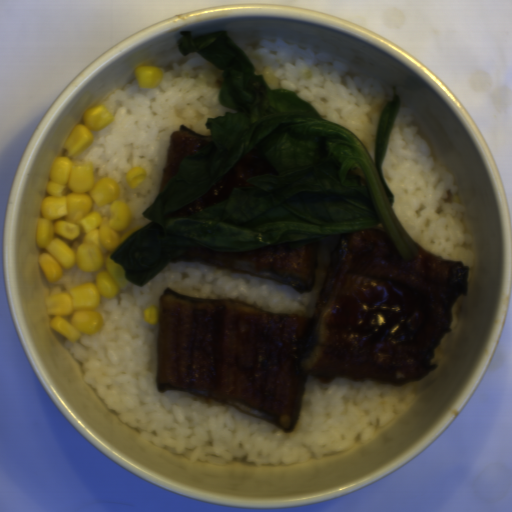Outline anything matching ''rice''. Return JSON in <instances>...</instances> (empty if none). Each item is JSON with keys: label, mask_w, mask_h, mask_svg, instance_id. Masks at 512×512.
<instances>
[{"label": "rice", "mask_w": 512, "mask_h": 512, "mask_svg": "<svg viewBox=\"0 0 512 512\" xmlns=\"http://www.w3.org/2000/svg\"><path fill=\"white\" fill-rule=\"evenodd\" d=\"M95 280L96 274L94 272H86L75 264L73 267L63 270L62 277L59 281H48L50 285V296L55 293L75 288L86 282H95Z\"/></svg>", "instance_id": "5"}, {"label": "rice", "mask_w": 512, "mask_h": 512, "mask_svg": "<svg viewBox=\"0 0 512 512\" xmlns=\"http://www.w3.org/2000/svg\"><path fill=\"white\" fill-rule=\"evenodd\" d=\"M413 119L412 111L399 105L381 163V175L393 195L391 208L420 248L466 264L469 281L474 274V254L473 240L462 222L466 208L454 176L434 159Z\"/></svg>", "instance_id": "3"}, {"label": "rice", "mask_w": 512, "mask_h": 512, "mask_svg": "<svg viewBox=\"0 0 512 512\" xmlns=\"http://www.w3.org/2000/svg\"><path fill=\"white\" fill-rule=\"evenodd\" d=\"M268 87L294 92L322 118L352 132L375 159L376 134L394 93L373 76L349 75L346 63L282 38L241 48Z\"/></svg>", "instance_id": "4"}, {"label": "rice", "mask_w": 512, "mask_h": 512, "mask_svg": "<svg viewBox=\"0 0 512 512\" xmlns=\"http://www.w3.org/2000/svg\"><path fill=\"white\" fill-rule=\"evenodd\" d=\"M338 237L320 240L310 292L298 293L275 281L194 262L170 263L143 287L132 282L114 298L100 297L96 310L103 326L65 348L83 368L84 381L117 418L138 429L157 447L197 461L223 465L244 460L254 465L318 460L354 443L370 440L414 399L422 382L392 386L336 378L304 381L296 424L290 433L237 407L189 392H160L155 382L159 323L144 312L167 287L200 299H234L274 314L312 318Z\"/></svg>", "instance_id": "1"}, {"label": "rice", "mask_w": 512, "mask_h": 512, "mask_svg": "<svg viewBox=\"0 0 512 512\" xmlns=\"http://www.w3.org/2000/svg\"><path fill=\"white\" fill-rule=\"evenodd\" d=\"M162 72L155 88H141L136 78L117 88L102 104L113 120L94 131L92 143L77 156L92 164L95 183L104 177L116 182L118 199L131 211L132 228L151 222L143 214L158 197L171 133L184 124L213 135L208 119L237 112L219 100L224 72L199 53L190 52L184 63ZM136 166L145 168L146 179L133 190L125 177Z\"/></svg>", "instance_id": "2"}, {"label": "rice", "mask_w": 512, "mask_h": 512, "mask_svg": "<svg viewBox=\"0 0 512 512\" xmlns=\"http://www.w3.org/2000/svg\"><path fill=\"white\" fill-rule=\"evenodd\" d=\"M460 300H461V296L456 300V302L454 303L452 309H451V316H452V323L450 325L451 327V332L448 333L447 335L444 336V338L441 340V342L438 344L435 352H434V355L430 361L431 365L433 363L436 362V360L439 358V356L442 354V352L444 351L445 347H446V342H447V339L450 337V335L453 333L454 329H455V326H456V323H457V311H458V307H459V304H460Z\"/></svg>", "instance_id": "6"}]
</instances>
